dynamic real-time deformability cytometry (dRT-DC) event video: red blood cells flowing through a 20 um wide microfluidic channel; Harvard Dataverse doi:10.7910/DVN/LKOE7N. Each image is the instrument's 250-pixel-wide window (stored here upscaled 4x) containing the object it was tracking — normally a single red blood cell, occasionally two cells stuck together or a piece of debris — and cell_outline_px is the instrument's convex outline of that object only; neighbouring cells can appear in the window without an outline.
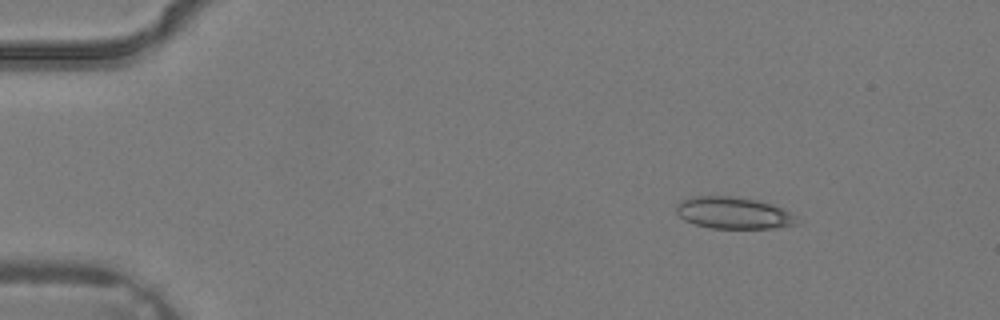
{"species": "common noctule bat (a hibernating species)", "species_latin": "Nyctalus noctula", "temperature_condition": "warm", "stored_images_in_passage": 3, "camera_frame_rate_fps": 3000, "um_per_image_px": 0.085, "animal": {"sex": "male", "body_mass_g": 19.2, "forearm_length_mm": 51.8}, "frame": {"image": 1, "passage_image": 1, "time_ms": 0.0, "image_size_px": [1000, 320], "cell_outline_px": [[800, 224], [780, 228], [708, 228], [684, 220], [676, 212], [676, 204], [680, 200], [692, 196], [736, 196], [756, 200], [772, 204], [792, 212], [796, 216]], "centroid_in_image_um": [62.38, 18.1], "position_along_channel_um": 22.6, "area_um2": 22.72}}